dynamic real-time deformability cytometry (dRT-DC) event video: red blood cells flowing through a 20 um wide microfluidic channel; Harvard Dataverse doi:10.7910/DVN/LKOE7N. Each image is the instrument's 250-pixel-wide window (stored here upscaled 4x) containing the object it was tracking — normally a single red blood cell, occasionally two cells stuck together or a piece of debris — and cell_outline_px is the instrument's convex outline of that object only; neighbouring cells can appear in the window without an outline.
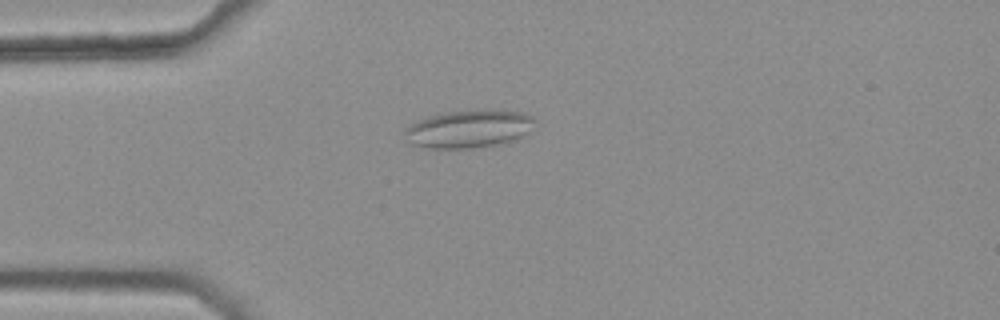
{"species": "common noctule bat (a hibernating species)", "species_latin": "Nyctalus noctula", "temperature_condition": "warm", "stored_images_in_passage": 36, "camera_frame_rate_fps": 3000, "um_per_image_px": 0.085, "animal": {"sex": "female", "body_mass_g": 25.1}, "frame": {"image": 1, "passage_image": 2, "time_ms": 0.333, "image_size_px": [1000, 320], "cell_outline_px": [[536, 120], [528, 132], [516, 140], [500, 144], [472, 148], [424, 148], [408, 144], [404, 132], [404, 128], [408, 124], [428, 116], [444, 112], [484, 108], [504, 108], [524, 112], [532, 116]], "centroid_in_image_um": [39.86, 10.92], "position_along_channel_um": 45.1, "area_um2": 29.77}}
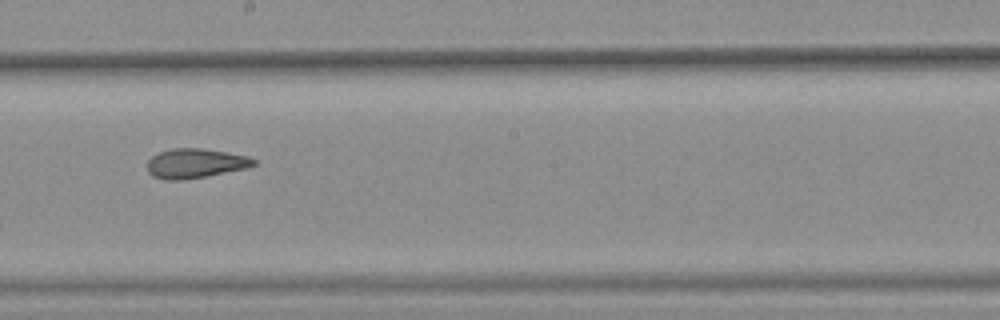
{"frame": {"image": 2, "passage_image": 18, "time_ms": 5.667, "image_size_px": [1000, 320], "cell_outline_px": [[256, 164], [248, 168], [184, 180], [168, 180], [152, 176], [148, 172], [148, 160], [152, 156], [160, 152], [172, 148], [204, 148], [248, 156], [256, 160]], "centroid_in_image_um": [16.61, 13.88], "position_along_channel_um": 231.6, "area_um2": 18.32}}
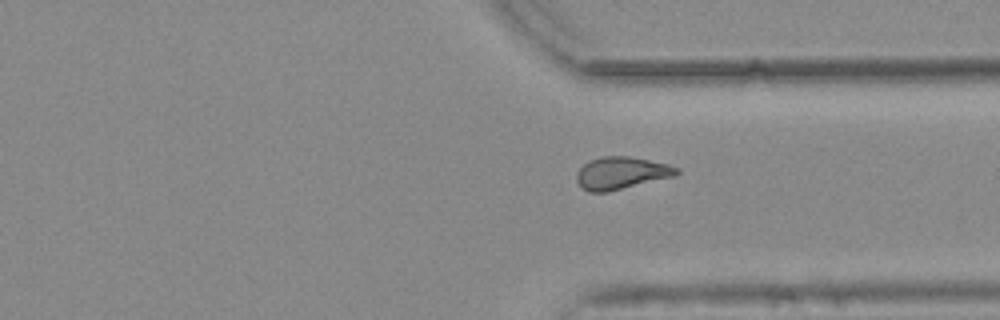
{"frame": {"image": 3, "passage_image": 28, "time_ms": 9.0, "image_size_px": [1000, 320], "cell_outline_px": [[680, 172], [676, 176], [608, 192], [588, 192], [576, 180], [576, 172], [588, 160], [604, 156], [628, 156], [668, 164], [680, 168]], "centroid_in_image_um": [52.83, 14.71], "position_along_channel_um": 358.6, "area_um2": 18.96}, "authors_computed_cell_mechanics": {"area_um2": 18.4382, "velocity_mm_per_s": 3.8006, "shape_relaxation_time_tau1_ms": null, "shape_relaxation_time_tau2_ms": 2.6696, "deformation_change_tau1": null, "deformation_change_tau2": 0.1088}}